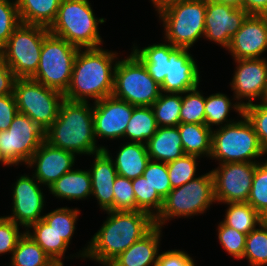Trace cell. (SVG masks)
Masks as SVG:
<instances>
[{
  "mask_svg": "<svg viewBox=\"0 0 267 266\" xmlns=\"http://www.w3.org/2000/svg\"><path fill=\"white\" fill-rule=\"evenodd\" d=\"M108 214L101 228L82 250L70 255L108 265L120 253L142 239L154 227V218L144 211H105Z\"/></svg>",
  "mask_w": 267,
  "mask_h": 266,
  "instance_id": "1",
  "label": "cell"
},
{
  "mask_svg": "<svg viewBox=\"0 0 267 266\" xmlns=\"http://www.w3.org/2000/svg\"><path fill=\"white\" fill-rule=\"evenodd\" d=\"M118 54L103 47L79 49L64 99L96 102L111 96Z\"/></svg>",
  "mask_w": 267,
  "mask_h": 266,
  "instance_id": "2",
  "label": "cell"
},
{
  "mask_svg": "<svg viewBox=\"0 0 267 266\" xmlns=\"http://www.w3.org/2000/svg\"><path fill=\"white\" fill-rule=\"evenodd\" d=\"M45 140L76 155L92 156L106 146L94 135L93 103L64 99L57 119L45 131Z\"/></svg>",
  "mask_w": 267,
  "mask_h": 266,
  "instance_id": "3",
  "label": "cell"
},
{
  "mask_svg": "<svg viewBox=\"0 0 267 266\" xmlns=\"http://www.w3.org/2000/svg\"><path fill=\"white\" fill-rule=\"evenodd\" d=\"M89 0H61L57 17L49 32L79 49L103 46L99 24L106 18L96 17Z\"/></svg>",
  "mask_w": 267,
  "mask_h": 266,
  "instance_id": "4",
  "label": "cell"
},
{
  "mask_svg": "<svg viewBox=\"0 0 267 266\" xmlns=\"http://www.w3.org/2000/svg\"><path fill=\"white\" fill-rule=\"evenodd\" d=\"M239 119L237 117L231 124L212 129L209 158L217 161V164L259 162L261 157L267 155L251 122L244 114Z\"/></svg>",
  "mask_w": 267,
  "mask_h": 266,
  "instance_id": "5",
  "label": "cell"
},
{
  "mask_svg": "<svg viewBox=\"0 0 267 266\" xmlns=\"http://www.w3.org/2000/svg\"><path fill=\"white\" fill-rule=\"evenodd\" d=\"M215 203L214 177L210 170L167 194L161 211L154 218L155 226L163 228L171 219L199 216Z\"/></svg>",
  "mask_w": 267,
  "mask_h": 266,
  "instance_id": "6",
  "label": "cell"
},
{
  "mask_svg": "<svg viewBox=\"0 0 267 266\" xmlns=\"http://www.w3.org/2000/svg\"><path fill=\"white\" fill-rule=\"evenodd\" d=\"M161 86L149 75L143 62L131 51L119 58L115 70L112 95L133 106H151L161 95Z\"/></svg>",
  "mask_w": 267,
  "mask_h": 266,
  "instance_id": "7",
  "label": "cell"
},
{
  "mask_svg": "<svg viewBox=\"0 0 267 266\" xmlns=\"http://www.w3.org/2000/svg\"><path fill=\"white\" fill-rule=\"evenodd\" d=\"M206 0H186L162 11L163 38L174 47L190 49L204 37Z\"/></svg>",
  "mask_w": 267,
  "mask_h": 266,
  "instance_id": "8",
  "label": "cell"
},
{
  "mask_svg": "<svg viewBox=\"0 0 267 266\" xmlns=\"http://www.w3.org/2000/svg\"><path fill=\"white\" fill-rule=\"evenodd\" d=\"M49 29L21 23L0 48V58L17 79L32 78L38 68L42 43Z\"/></svg>",
  "mask_w": 267,
  "mask_h": 266,
  "instance_id": "9",
  "label": "cell"
},
{
  "mask_svg": "<svg viewBox=\"0 0 267 266\" xmlns=\"http://www.w3.org/2000/svg\"><path fill=\"white\" fill-rule=\"evenodd\" d=\"M78 50V47L49 32L44 37L39 65L32 79L64 94L70 84Z\"/></svg>",
  "mask_w": 267,
  "mask_h": 266,
  "instance_id": "10",
  "label": "cell"
},
{
  "mask_svg": "<svg viewBox=\"0 0 267 266\" xmlns=\"http://www.w3.org/2000/svg\"><path fill=\"white\" fill-rule=\"evenodd\" d=\"M13 94L18 112L29 116L45 131L57 119L64 94L32 78L16 79Z\"/></svg>",
  "mask_w": 267,
  "mask_h": 266,
  "instance_id": "11",
  "label": "cell"
},
{
  "mask_svg": "<svg viewBox=\"0 0 267 266\" xmlns=\"http://www.w3.org/2000/svg\"><path fill=\"white\" fill-rule=\"evenodd\" d=\"M45 140V130L19 113L7 130L0 131V157L8 167L25 165Z\"/></svg>",
  "mask_w": 267,
  "mask_h": 266,
  "instance_id": "12",
  "label": "cell"
},
{
  "mask_svg": "<svg viewBox=\"0 0 267 266\" xmlns=\"http://www.w3.org/2000/svg\"><path fill=\"white\" fill-rule=\"evenodd\" d=\"M257 163L228 162L212 168L215 202H247Z\"/></svg>",
  "mask_w": 267,
  "mask_h": 266,
  "instance_id": "13",
  "label": "cell"
},
{
  "mask_svg": "<svg viewBox=\"0 0 267 266\" xmlns=\"http://www.w3.org/2000/svg\"><path fill=\"white\" fill-rule=\"evenodd\" d=\"M40 182L33 176L21 174L12 184L11 215L6 217L18 224L25 231L34 223L43 219V209L46 207L45 194Z\"/></svg>",
  "mask_w": 267,
  "mask_h": 266,
  "instance_id": "14",
  "label": "cell"
},
{
  "mask_svg": "<svg viewBox=\"0 0 267 266\" xmlns=\"http://www.w3.org/2000/svg\"><path fill=\"white\" fill-rule=\"evenodd\" d=\"M234 63L236 66L229 85L236 101L243 107L253 101H263L267 90V58L239 59Z\"/></svg>",
  "mask_w": 267,
  "mask_h": 266,
  "instance_id": "15",
  "label": "cell"
},
{
  "mask_svg": "<svg viewBox=\"0 0 267 266\" xmlns=\"http://www.w3.org/2000/svg\"><path fill=\"white\" fill-rule=\"evenodd\" d=\"M135 106L113 95L93 102L94 135L107 140H124V132Z\"/></svg>",
  "mask_w": 267,
  "mask_h": 266,
  "instance_id": "16",
  "label": "cell"
},
{
  "mask_svg": "<svg viewBox=\"0 0 267 266\" xmlns=\"http://www.w3.org/2000/svg\"><path fill=\"white\" fill-rule=\"evenodd\" d=\"M248 15L244 9L206 1L203 38L227 49Z\"/></svg>",
  "mask_w": 267,
  "mask_h": 266,
  "instance_id": "17",
  "label": "cell"
},
{
  "mask_svg": "<svg viewBox=\"0 0 267 266\" xmlns=\"http://www.w3.org/2000/svg\"><path fill=\"white\" fill-rule=\"evenodd\" d=\"M77 155L51 145L44 140L26 164L32 175L46 189L63 174L74 169Z\"/></svg>",
  "mask_w": 267,
  "mask_h": 266,
  "instance_id": "18",
  "label": "cell"
},
{
  "mask_svg": "<svg viewBox=\"0 0 267 266\" xmlns=\"http://www.w3.org/2000/svg\"><path fill=\"white\" fill-rule=\"evenodd\" d=\"M226 51L233 60L263 58L267 52V15H248Z\"/></svg>",
  "mask_w": 267,
  "mask_h": 266,
  "instance_id": "19",
  "label": "cell"
},
{
  "mask_svg": "<svg viewBox=\"0 0 267 266\" xmlns=\"http://www.w3.org/2000/svg\"><path fill=\"white\" fill-rule=\"evenodd\" d=\"M189 51L177 47L169 55L167 75L161 85L162 92L184 93L200 85V67Z\"/></svg>",
  "mask_w": 267,
  "mask_h": 266,
  "instance_id": "20",
  "label": "cell"
},
{
  "mask_svg": "<svg viewBox=\"0 0 267 266\" xmlns=\"http://www.w3.org/2000/svg\"><path fill=\"white\" fill-rule=\"evenodd\" d=\"M92 157L93 163L88 169L91 176V197L97 200L100 210L113 211V185L118 176L114 162L104 150Z\"/></svg>",
  "mask_w": 267,
  "mask_h": 266,
  "instance_id": "21",
  "label": "cell"
},
{
  "mask_svg": "<svg viewBox=\"0 0 267 266\" xmlns=\"http://www.w3.org/2000/svg\"><path fill=\"white\" fill-rule=\"evenodd\" d=\"M162 227L155 226L142 239L120 253L109 266H157Z\"/></svg>",
  "mask_w": 267,
  "mask_h": 266,
  "instance_id": "22",
  "label": "cell"
},
{
  "mask_svg": "<svg viewBox=\"0 0 267 266\" xmlns=\"http://www.w3.org/2000/svg\"><path fill=\"white\" fill-rule=\"evenodd\" d=\"M113 153L105 147L103 150L112 158L117 174L130 180L143 175L150 158L147 146L143 143L125 142Z\"/></svg>",
  "mask_w": 267,
  "mask_h": 266,
  "instance_id": "23",
  "label": "cell"
},
{
  "mask_svg": "<svg viewBox=\"0 0 267 266\" xmlns=\"http://www.w3.org/2000/svg\"><path fill=\"white\" fill-rule=\"evenodd\" d=\"M53 197L68 201L86 200L92 196L91 176L88 169H73L63 174L48 189Z\"/></svg>",
  "mask_w": 267,
  "mask_h": 266,
  "instance_id": "24",
  "label": "cell"
},
{
  "mask_svg": "<svg viewBox=\"0 0 267 266\" xmlns=\"http://www.w3.org/2000/svg\"><path fill=\"white\" fill-rule=\"evenodd\" d=\"M146 146L154 161L169 163L185 155L177 126L158 127Z\"/></svg>",
  "mask_w": 267,
  "mask_h": 266,
  "instance_id": "25",
  "label": "cell"
},
{
  "mask_svg": "<svg viewBox=\"0 0 267 266\" xmlns=\"http://www.w3.org/2000/svg\"><path fill=\"white\" fill-rule=\"evenodd\" d=\"M176 48L164 40V42L148 44L147 47L142 48L134 43L131 51L143 62L149 75L161 86L167 75L169 55Z\"/></svg>",
  "mask_w": 267,
  "mask_h": 266,
  "instance_id": "26",
  "label": "cell"
},
{
  "mask_svg": "<svg viewBox=\"0 0 267 266\" xmlns=\"http://www.w3.org/2000/svg\"><path fill=\"white\" fill-rule=\"evenodd\" d=\"M230 98L227 94L221 92L205 96V124L209 128L213 129V126L217 128L235 122V118H228L230 110H234L235 114L239 115L238 117L243 115L244 107L238 101H235L234 96Z\"/></svg>",
  "mask_w": 267,
  "mask_h": 266,
  "instance_id": "27",
  "label": "cell"
},
{
  "mask_svg": "<svg viewBox=\"0 0 267 266\" xmlns=\"http://www.w3.org/2000/svg\"><path fill=\"white\" fill-rule=\"evenodd\" d=\"M21 23L46 28L54 23L61 0H16Z\"/></svg>",
  "mask_w": 267,
  "mask_h": 266,
  "instance_id": "28",
  "label": "cell"
},
{
  "mask_svg": "<svg viewBox=\"0 0 267 266\" xmlns=\"http://www.w3.org/2000/svg\"><path fill=\"white\" fill-rule=\"evenodd\" d=\"M183 150L186 155L210 157L212 129L206 124L180 123L178 126Z\"/></svg>",
  "mask_w": 267,
  "mask_h": 266,
  "instance_id": "29",
  "label": "cell"
},
{
  "mask_svg": "<svg viewBox=\"0 0 267 266\" xmlns=\"http://www.w3.org/2000/svg\"><path fill=\"white\" fill-rule=\"evenodd\" d=\"M25 232L32 237L56 264L64 266L63 259L66 257L65 253L69 244L49 224L41 219L37 223L32 224Z\"/></svg>",
  "mask_w": 267,
  "mask_h": 266,
  "instance_id": "30",
  "label": "cell"
},
{
  "mask_svg": "<svg viewBox=\"0 0 267 266\" xmlns=\"http://www.w3.org/2000/svg\"><path fill=\"white\" fill-rule=\"evenodd\" d=\"M158 127L151 106H136L124 132V141L146 145Z\"/></svg>",
  "mask_w": 267,
  "mask_h": 266,
  "instance_id": "31",
  "label": "cell"
},
{
  "mask_svg": "<svg viewBox=\"0 0 267 266\" xmlns=\"http://www.w3.org/2000/svg\"><path fill=\"white\" fill-rule=\"evenodd\" d=\"M9 266H55L56 263L26 232L10 256Z\"/></svg>",
  "mask_w": 267,
  "mask_h": 266,
  "instance_id": "32",
  "label": "cell"
},
{
  "mask_svg": "<svg viewBox=\"0 0 267 266\" xmlns=\"http://www.w3.org/2000/svg\"><path fill=\"white\" fill-rule=\"evenodd\" d=\"M225 217L222 222L238 232L249 234L265 219L247 202L225 203Z\"/></svg>",
  "mask_w": 267,
  "mask_h": 266,
  "instance_id": "33",
  "label": "cell"
},
{
  "mask_svg": "<svg viewBox=\"0 0 267 266\" xmlns=\"http://www.w3.org/2000/svg\"><path fill=\"white\" fill-rule=\"evenodd\" d=\"M151 107L159 127L178 126L181 123L182 93L162 92Z\"/></svg>",
  "mask_w": 267,
  "mask_h": 266,
  "instance_id": "34",
  "label": "cell"
},
{
  "mask_svg": "<svg viewBox=\"0 0 267 266\" xmlns=\"http://www.w3.org/2000/svg\"><path fill=\"white\" fill-rule=\"evenodd\" d=\"M244 259L250 266H267V220L246 235Z\"/></svg>",
  "mask_w": 267,
  "mask_h": 266,
  "instance_id": "35",
  "label": "cell"
},
{
  "mask_svg": "<svg viewBox=\"0 0 267 266\" xmlns=\"http://www.w3.org/2000/svg\"><path fill=\"white\" fill-rule=\"evenodd\" d=\"M80 211L78 207H60L45 213L43 220L70 245L77 229L76 224Z\"/></svg>",
  "mask_w": 267,
  "mask_h": 266,
  "instance_id": "36",
  "label": "cell"
},
{
  "mask_svg": "<svg viewBox=\"0 0 267 266\" xmlns=\"http://www.w3.org/2000/svg\"><path fill=\"white\" fill-rule=\"evenodd\" d=\"M136 211H144L155 218L162 209L163 199L142 175L132 180Z\"/></svg>",
  "mask_w": 267,
  "mask_h": 266,
  "instance_id": "37",
  "label": "cell"
},
{
  "mask_svg": "<svg viewBox=\"0 0 267 266\" xmlns=\"http://www.w3.org/2000/svg\"><path fill=\"white\" fill-rule=\"evenodd\" d=\"M264 161L256 165L247 203L267 220V159Z\"/></svg>",
  "mask_w": 267,
  "mask_h": 266,
  "instance_id": "38",
  "label": "cell"
},
{
  "mask_svg": "<svg viewBox=\"0 0 267 266\" xmlns=\"http://www.w3.org/2000/svg\"><path fill=\"white\" fill-rule=\"evenodd\" d=\"M198 88L182 93L181 123L205 124V96Z\"/></svg>",
  "mask_w": 267,
  "mask_h": 266,
  "instance_id": "39",
  "label": "cell"
},
{
  "mask_svg": "<svg viewBox=\"0 0 267 266\" xmlns=\"http://www.w3.org/2000/svg\"><path fill=\"white\" fill-rule=\"evenodd\" d=\"M199 157L194 155H184L174 161L167 163V170L172 189L180 187L192 179L198 177Z\"/></svg>",
  "mask_w": 267,
  "mask_h": 266,
  "instance_id": "40",
  "label": "cell"
},
{
  "mask_svg": "<svg viewBox=\"0 0 267 266\" xmlns=\"http://www.w3.org/2000/svg\"><path fill=\"white\" fill-rule=\"evenodd\" d=\"M217 235L219 244L232 256V258L241 260L245 251L246 234L238 232L236 229L228 227L222 221L217 226Z\"/></svg>",
  "mask_w": 267,
  "mask_h": 266,
  "instance_id": "41",
  "label": "cell"
},
{
  "mask_svg": "<svg viewBox=\"0 0 267 266\" xmlns=\"http://www.w3.org/2000/svg\"><path fill=\"white\" fill-rule=\"evenodd\" d=\"M143 176L151 187L156 189V192L162 199L172 190L168 176L167 163L150 159L143 172Z\"/></svg>",
  "mask_w": 267,
  "mask_h": 266,
  "instance_id": "42",
  "label": "cell"
},
{
  "mask_svg": "<svg viewBox=\"0 0 267 266\" xmlns=\"http://www.w3.org/2000/svg\"><path fill=\"white\" fill-rule=\"evenodd\" d=\"M20 24L16 0H0V48Z\"/></svg>",
  "mask_w": 267,
  "mask_h": 266,
  "instance_id": "43",
  "label": "cell"
},
{
  "mask_svg": "<svg viewBox=\"0 0 267 266\" xmlns=\"http://www.w3.org/2000/svg\"><path fill=\"white\" fill-rule=\"evenodd\" d=\"M113 211H136L132 180L117 176L113 185Z\"/></svg>",
  "mask_w": 267,
  "mask_h": 266,
  "instance_id": "44",
  "label": "cell"
},
{
  "mask_svg": "<svg viewBox=\"0 0 267 266\" xmlns=\"http://www.w3.org/2000/svg\"><path fill=\"white\" fill-rule=\"evenodd\" d=\"M243 114L251 122L260 144L267 153V104L263 101L244 107Z\"/></svg>",
  "mask_w": 267,
  "mask_h": 266,
  "instance_id": "45",
  "label": "cell"
},
{
  "mask_svg": "<svg viewBox=\"0 0 267 266\" xmlns=\"http://www.w3.org/2000/svg\"><path fill=\"white\" fill-rule=\"evenodd\" d=\"M20 229L18 224L6 216H0V256L7 253L12 255L18 240L25 232Z\"/></svg>",
  "mask_w": 267,
  "mask_h": 266,
  "instance_id": "46",
  "label": "cell"
},
{
  "mask_svg": "<svg viewBox=\"0 0 267 266\" xmlns=\"http://www.w3.org/2000/svg\"><path fill=\"white\" fill-rule=\"evenodd\" d=\"M194 261L184 250L171 249L159 253L157 266H196Z\"/></svg>",
  "mask_w": 267,
  "mask_h": 266,
  "instance_id": "47",
  "label": "cell"
},
{
  "mask_svg": "<svg viewBox=\"0 0 267 266\" xmlns=\"http://www.w3.org/2000/svg\"><path fill=\"white\" fill-rule=\"evenodd\" d=\"M17 114L14 94L0 96V131L7 130Z\"/></svg>",
  "mask_w": 267,
  "mask_h": 266,
  "instance_id": "48",
  "label": "cell"
},
{
  "mask_svg": "<svg viewBox=\"0 0 267 266\" xmlns=\"http://www.w3.org/2000/svg\"><path fill=\"white\" fill-rule=\"evenodd\" d=\"M16 79L11 68L0 58V96L13 94Z\"/></svg>",
  "mask_w": 267,
  "mask_h": 266,
  "instance_id": "49",
  "label": "cell"
},
{
  "mask_svg": "<svg viewBox=\"0 0 267 266\" xmlns=\"http://www.w3.org/2000/svg\"><path fill=\"white\" fill-rule=\"evenodd\" d=\"M242 9L249 15H267V0H243Z\"/></svg>",
  "mask_w": 267,
  "mask_h": 266,
  "instance_id": "50",
  "label": "cell"
},
{
  "mask_svg": "<svg viewBox=\"0 0 267 266\" xmlns=\"http://www.w3.org/2000/svg\"><path fill=\"white\" fill-rule=\"evenodd\" d=\"M149 1H151L153 7L155 8V11H157V14L159 15L162 11L166 10L170 6L179 4L180 2L186 0H149Z\"/></svg>",
  "mask_w": 267,
  "mask_h": 266,
  "instance_id": "51",
  "label": "cell"
},
{
  "mask_svg": "<svg viewBox=\"0 0 267 266\" xmlns=\"http://www.w3.org/2000/svg\"><path fill=\"white\" fill-rule=\"evenodd\" d=\"M209 2L222 3L236 9H242L243 0H206Z\"/></svg>",
  "mask_w": 267,
  "mask_h": 266,
  "instance_id": "52",
  "label": "cell"
},
{
  "mask_svg": "<svg viewBox=\"0 0 267 266\" xmlns=\"http://www.w3.org/2000/svg\"><path fill=\"white\" fill-rule=\"evenodd\" d=\"M263 102L267 104V90H266L265 96L263 98Z\"/></svg>",
  "mask_w": 267,
  "mask_h": 266,
  "instance_id": "53",
  "label": "cell"
},
{
  "mask_svg": "<svg viewBox=\"0 0 267 266\" xmlns=\"http://www.w3.org/2000/svg\"><path fill=\"white\" fill-rule=\"evenodd\" d=\"M0 164H1V165H4V166H8V165L1 159V157H0Z\"/></svg>",
  "mask_w": 267,
  "mask_h": 266,
  "instance_id": "54",
  "label": "cell"
}]
</instances>
